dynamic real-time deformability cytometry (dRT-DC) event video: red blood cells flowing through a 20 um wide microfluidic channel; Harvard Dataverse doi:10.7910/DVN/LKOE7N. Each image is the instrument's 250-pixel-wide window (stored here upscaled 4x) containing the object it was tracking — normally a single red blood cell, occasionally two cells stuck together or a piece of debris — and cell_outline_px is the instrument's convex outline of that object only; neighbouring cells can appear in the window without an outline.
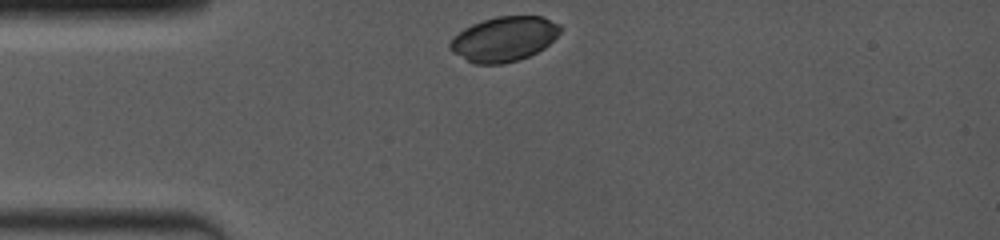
{"species": "common noctule bat (a hibernating species)", "species_latin": "Nyctalus noctula", "temperature_condition": "room temperature", "stored_images_in_passage": 23, "camera_frame_rate_fps": 4000, "um_per_image_px": 0.085, "animal": {"sex": "female", "body_mass_g": 19.0, "forearm_length_mm": 53.3}, "frame": {"image": 1, "passage_image": 1, "time_ms": 0.0, "image_size_px": [1000, 240], "cell_outline_px": [[560, 32], [544, 48], [520, 60], [504, 64], [476, 64], [452, 52], [448, 48], [448, 44], [452, 36], [464, 28], [472, 24], [496, 16], [544, 16], [560, 24]], "centroid_in_image_um": [42.82, 3.31], "position_along_channel_um": 42.2, "area_um2": 28.84}}
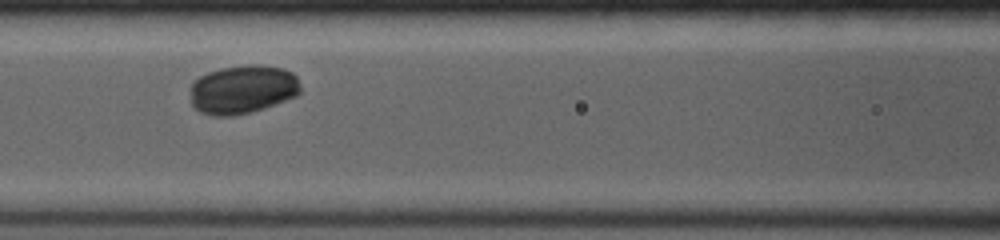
{"frame": {"image": 2, "passage_image": 10, "time_ms": 3.25, "image_size_px": [1000, 240], "cell_outline_px": [[300, 92], [296, 96], [264, 108], [252, 112], [232, 116], [212, 116], [200, 112], [192, 104], [192, 84], [200, 76], [208, 72], [220, 68], [252, 64], [256, 64], [284, 68], [292, 72], [296, 76], [300, 84]], "centroid_in_image_um": [20.65, 7.6], "position_along_channel_um": 145.9, "area_um2": 31.27}}
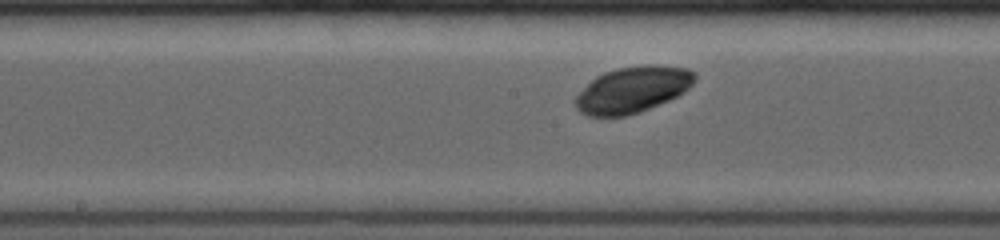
{"frame": {"image": 3, "passage_image": 14, "time_ms": 4.5, "image_size_px": [1000, 240], "cell_outline_px": [[696, 80], [684, 92], [668, 100], [640, 112], [624, 116], [588, 116], [580, 112], [576, 108], [572, 100], [596, 76], [604, 72], [616, 68], [648, 64], [656, 64], [688, 68], [696, 72]], "centroid_in_image_um": [53.78, 7.61], "position_along_channel_um": 194.4, "area_um2": 32.25}}